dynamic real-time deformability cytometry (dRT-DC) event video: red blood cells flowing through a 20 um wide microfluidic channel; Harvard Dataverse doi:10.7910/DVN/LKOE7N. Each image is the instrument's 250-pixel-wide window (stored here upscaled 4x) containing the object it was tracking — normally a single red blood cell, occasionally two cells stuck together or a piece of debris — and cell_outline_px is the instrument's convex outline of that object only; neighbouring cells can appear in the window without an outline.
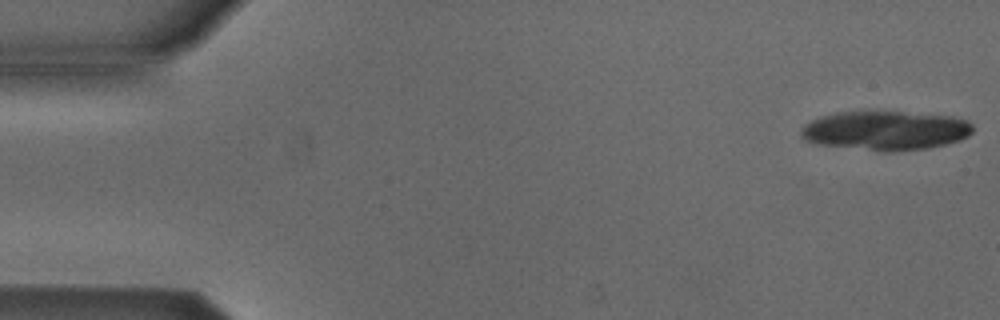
{"species": "Egyptian fruit bat (a non-hibernating species)", "species_latin": "Rousettus aegyptiacus", "temperature_condition": "cold", "stored_images_in_passage": 8, "camera_frame_rate_fps": 3000, "um_per_image_px": 0.085, "animal": {"sex": "male"}, "frame": {"image": 1, "passage_image": 1, "time_ms": 0.0, "image_size_px": [1000, 320], "cell_outline_px": [[972, 132], [968, 136], [960, 140], [928, 148], [888, 152], [884, 152], [816, 144], [804, 140], [800, 136], [800, 128], [804, 124], [820, 116], [836, 112], [900, 112], [952, 116], [968, 120], [972, 124]], "centroid_in_image_um": [75.23, 11.1], "position_along_channel_um": 9.8, "area_um2": 39.42}}